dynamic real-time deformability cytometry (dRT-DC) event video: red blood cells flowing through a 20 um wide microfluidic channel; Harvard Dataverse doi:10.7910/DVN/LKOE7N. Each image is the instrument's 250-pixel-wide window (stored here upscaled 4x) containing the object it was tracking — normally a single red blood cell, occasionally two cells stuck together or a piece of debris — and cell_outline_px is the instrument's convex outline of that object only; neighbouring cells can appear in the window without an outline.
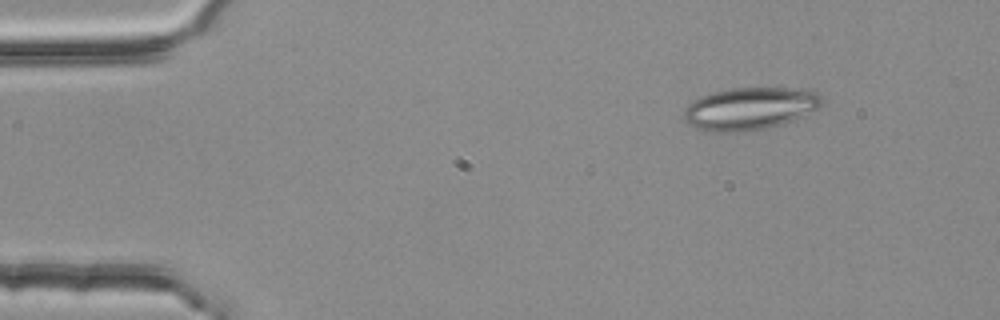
{"species": "common noctule bat (a hibernating species)", "species_latin": "Nyctalus noctula", "temperature_condition": "room temperature", "stored_images_in_passage": 3, "camera_frame_rate_fps": 3000, "um_per_image_px": 0.085, "animal": {"sex": "female", "body_mass_g": 25.1}, "frame": {"image": 1, "passage_image": 1, "time_ms": 0.0, "image_size_px": [1000, 320], "cell_outline_px": [[824, 104], [820, 108], [792, 120], [780, 124], [764, 128], [736, 132], [712, 132], [696, 128], [684, 120], [684, 112], [688, 104], [700, 96], [712, 92], [732, 88], [792, 88], [816, 92], [824, 96]], "centroid_in_image_um": [63.76, 9.22], "position_along_channel_um": 21.2, "area_um2": 34.1}}